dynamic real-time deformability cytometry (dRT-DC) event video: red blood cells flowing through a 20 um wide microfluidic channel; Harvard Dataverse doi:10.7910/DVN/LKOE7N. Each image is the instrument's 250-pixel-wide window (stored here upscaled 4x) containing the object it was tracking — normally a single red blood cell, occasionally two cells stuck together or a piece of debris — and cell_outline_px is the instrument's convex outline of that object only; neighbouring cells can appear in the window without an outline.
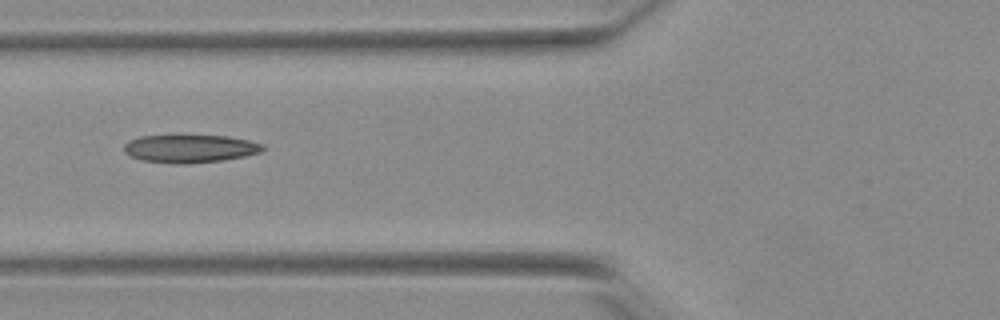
{"species": "Egyptian fruit bat (a non-hibernating species)", "species_latin": "Rousettus aegyptiacus", "temperature_condition": "warm", "stored_images_in_passage": 37, "camera_frame_rate_fps": 3000, "um_per_image_px": 0.085, "animal": {"sex": "female"}, "frame": {"image": 1, "passage_image": 5, "time_ms": 1.333, "image_size_px": [1000, 320], "cell_outline_px": [[264, 148], [260, 152], [244, 156], [220, 160], [184, 164], [176, 164], [144, 160], [132, 156], [124, 152], [124, 144], [128, 140], [140, 136], [228, 136], [248, 140], [264, 144]], "centroid_in_image_um": [16.14, 12.63], "position_along_channel_um": 109.7, "area_um2": 22.31}}
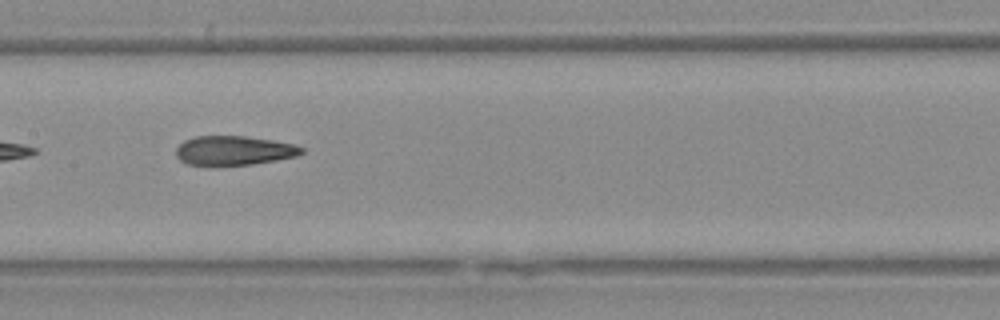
{"frame": {"image": 2, "passage_image": 11, "time_ms": 3.333, "image_size_px": [1000, 320], "cell_outline_px": [[304, 152], [296, 156], [276, 160], [252, 164], [188, 164], [180, 160], [176, 156], [176, 148], [184, 140], [196, 136], [244, 136], [272, 140], [296, 144], [304, 148]], "centroid_in_image_um": [19.91, 12.77], "position_along_channel_um": 187.5, "area_um2": 21.15}}
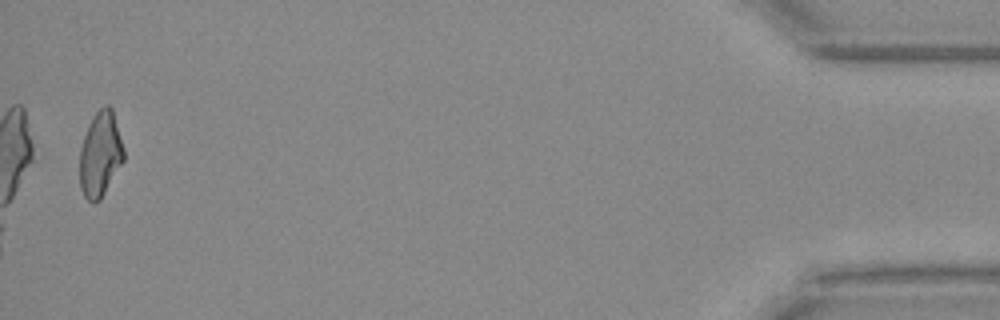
{"frame": {"image": 3, "passage_image": 36, "time_ms": 11.667, "image_size_px": [1000, 320], "cell_outline_px": [[124, 160], [100, 200], [92, 204], [84, 196], [80, 188], [80, 148], [84, 136], [92, 116], [104, 104], [108, 104], [112, 108], [124, 148]], "centroid_in_image_um": [8.52, 13.11], "position_along_channel_um": 426.7, "area_um2": 21.91}, "authors_computed_cell_mechanics": {"area_um2": 22.0796, "velocity_mm_per_s": 3.8873, "shape_relaxation_time_tau1_ms": null, "shape_relaxation_time_tau2_ms": 2.5125, "deformation_change_tau1": null, "deformation_change_tau2": 0.1129}}